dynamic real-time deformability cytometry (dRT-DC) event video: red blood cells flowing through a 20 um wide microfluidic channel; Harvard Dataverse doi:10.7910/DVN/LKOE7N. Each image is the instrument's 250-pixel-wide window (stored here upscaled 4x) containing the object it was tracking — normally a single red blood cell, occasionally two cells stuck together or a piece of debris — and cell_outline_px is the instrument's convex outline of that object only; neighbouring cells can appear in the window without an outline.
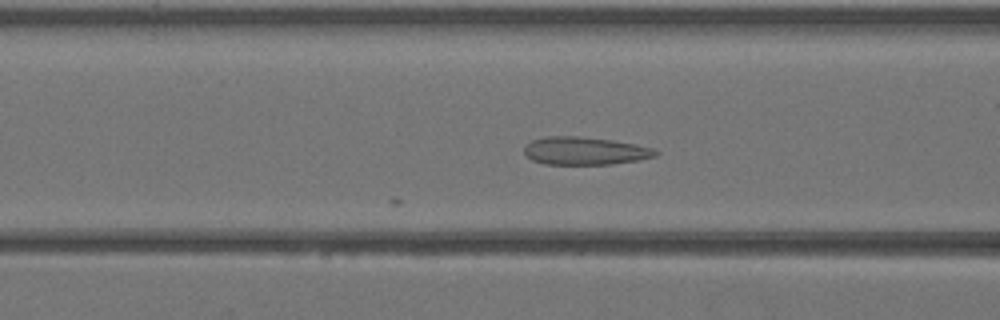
{"species": "Egyptian fruit bat (a non-hibernating species)", "species_latin": "Rousettus aegyptiacus", "temperature_condition": "warm", "stored_images_in_passage": 5, "camera_frame_rate_fps": 3000, "um_per_image_px": 0.085, "animal": {"sex": "female"}, "frame": {"image": 1, "passage_image": 5, "time_ms": 1.333, "image_size_px": [1000, 320], "cell_outline_px": [[660, 152], [656, 156], [640, 160], [612, 164], [544, 164], [532, 160], [524, 156], [524, 148], [532, 140], [544, 136], [580, 136], [612, 140], [636, 144], [652, 148]], "centroid_in_image_um": [49.71, 12.82], "position_along_channel_um": 116.9, "area_um2": 21.5}}